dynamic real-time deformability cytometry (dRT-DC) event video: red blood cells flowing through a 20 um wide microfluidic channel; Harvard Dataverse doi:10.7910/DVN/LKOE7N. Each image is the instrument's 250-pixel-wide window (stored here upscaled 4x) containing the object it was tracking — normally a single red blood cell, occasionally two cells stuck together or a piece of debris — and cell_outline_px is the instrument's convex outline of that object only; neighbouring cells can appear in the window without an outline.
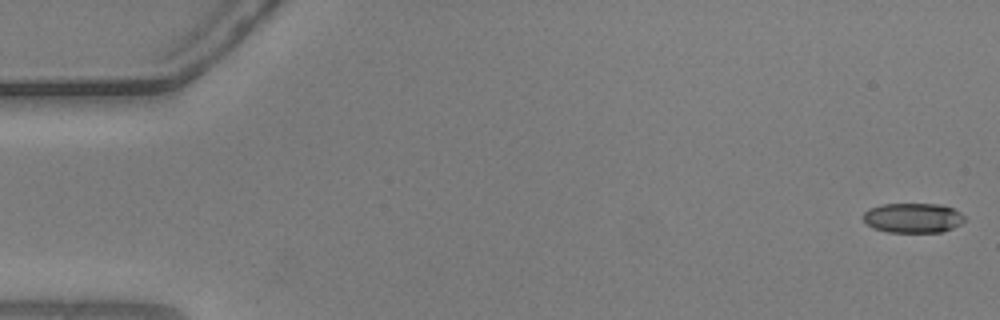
{"species": "common noctule bat (a hibernating species)", "species_latin": "Nyctalus noctula", "temperature_condition": "warm", "stored_images_in_passage": 55, "camera_frame_rate_fps": 3000, "um_per_image_px": 0.085, "animal": {"sex": "male", "body_mass_g": 20.5, "forearm_length_mm": 52.5}, "frame": {"image": 1, "passage_image": 1, "time_ms": 0.0, "image_size_px": [1000, 320], "cell_outline_px": [[964, 220], [960, 224], [952, 228], [940, 232], [888, 232], [872, 228], [864, 220], [864, 212], [868, 208], [884, 204], [940, 204], [952, 208], [960, 212], [964, 216]], "centroid_in_image_um": [77.59, 18.52], "position_along_channel_um": 7.4, "area_um2": 17.51}}
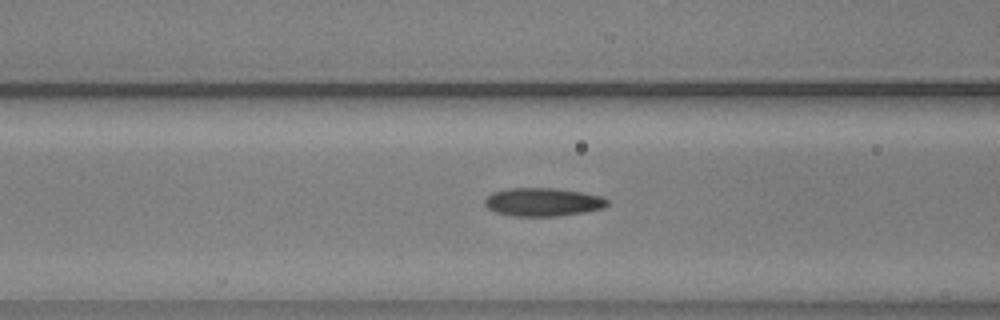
{"frame": {"image": 2, "passage_image": 22, "time_ms": 7.0, "image_size_px": [1000, 320], "cell_outline_px": [[608, 204], [604, 208], [584, 212], [556, 216], [512, 216], [496, 212], [488, 208], [484, 204], [484, 200], [492, 192], [508, 188], [556, 188], [604, 196], [608, 200]], "centroid_in_image_um": [46.15, 17.17], "position_along_channel_um": 120.5, "area_um2": 20.29}}
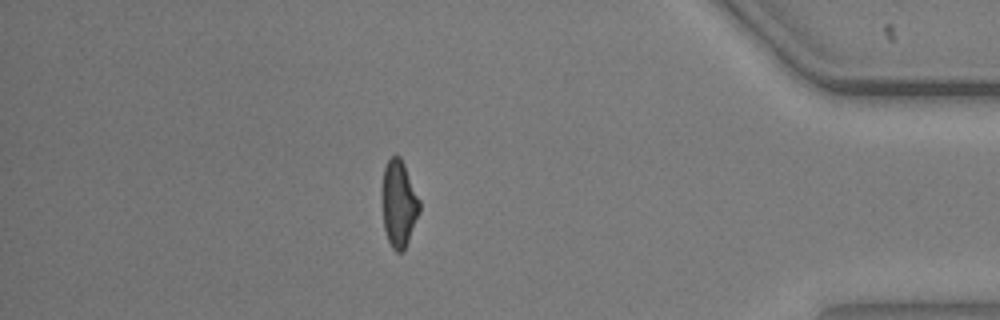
{"frame": {"image": 3, "passage_image": 48, "time_ms": 15.667, "image_size_px": [1000, 320], "cell_outline_px": [[420, 212], [404, 252], [396, 252], [392, 248], [388, 240], [384, 228], [380, 196], [380, 188], [384, 168], [388, 160], [392, 156], [400, 156], [404, 164], [420, 200]], "centroid_in_image_um": [33.87, 17.32], "position_along_channel_um": 401.3, "area_um2": 19.42}, "authors_computed_cell_mechanics": {"area_um2": 19.4786, "velocity_mm_per_s": 3.6871, "shape_relaxation_time_tau1_ms": 6.898, "shape_relaxation_time_tau2_ms": 1.8485, "deformation_change_tau1": 0.1894, "deformation_change_tau2": 0.0907}}